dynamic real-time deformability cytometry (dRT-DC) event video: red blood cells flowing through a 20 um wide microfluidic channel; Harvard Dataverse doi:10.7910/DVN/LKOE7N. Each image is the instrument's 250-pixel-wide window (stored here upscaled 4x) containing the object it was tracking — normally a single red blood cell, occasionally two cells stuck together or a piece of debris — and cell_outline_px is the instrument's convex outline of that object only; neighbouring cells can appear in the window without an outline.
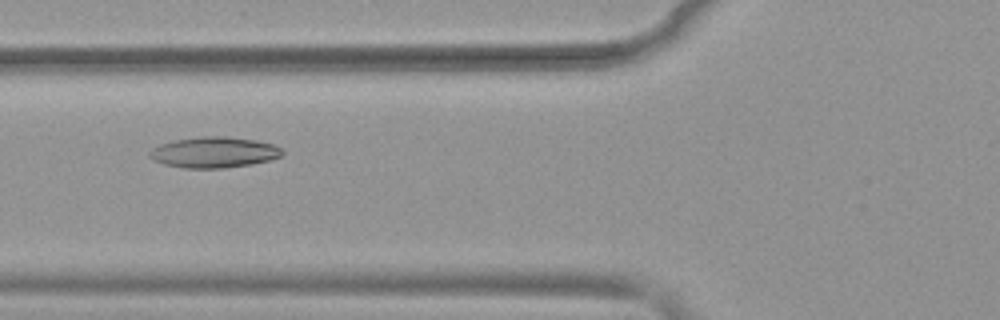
{"species": "common noctule bat (a hibernating species)", "species_latin": "Nyctalus noctula", "temperature_condition": "warm", "stored_images_in_passage": 53, "camera_frame_rate_fps": 3000, "um_per_image_px": 0.085, "animal": {"sex": "female", "body_mass_g": 19.9}, "frame": {"image": 1, "passage_image": 21, "time_ms": 6.667, "image_size_px": [1000, 320], "cell_outline_px": [[284, 152], [280, 156], [272, 160], [252, 164], [224, 168], [184, 168], [164, 164], [148, 156], [148, 152], [152, 148], [160, 144], [176, 140], [200, 136], [228, 136], [256, 140], [276, 144]], "centroid_in_image_um": [18.22, 12.94], "position_along_channel_um": 107.6, "area_um2": 23.99}}
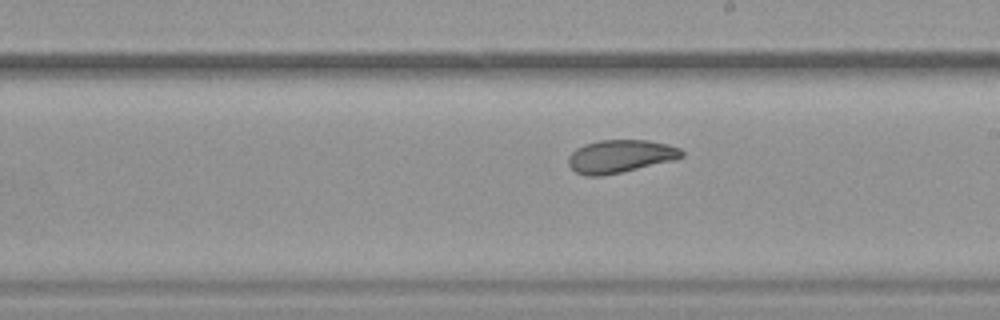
{"frame": {"image": 2, "passage_image": 31, "time_ms": 10.0, "image_size_px": [1000, 320], "cell_outline_px": [[684, 156], [676, 160], [620, 172], [600, 176], [584, 176], [576, 172], [568, 164], [568, 156], [576, 148], [584, 144], [600, 140], [648, 140], [668, 144], [680, 148], [684, 152]], "centroid_in_image_um": [52.73, 13.28], "position_along_channel_um": 236.3, "area_um2": 21.85}}
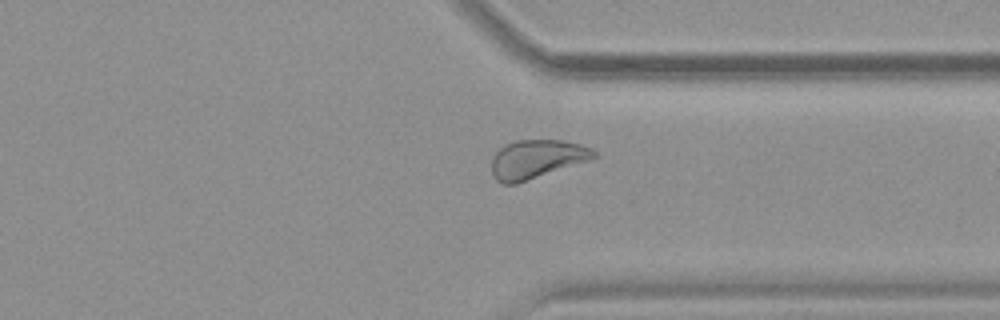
{"frame": {"image": 3, "passage_image": 41, "time_ms": 13.333, "image_size_px": [1000, 320], "cell_outline_px": [[596, 156], [592, 160], [516, 184], [504, 184], [496, 180], [492, 172], [492, 160], [496, 152], [504, 144], [516, 140], [560, 140], [580, 144], [592, 148], [596, 152]], "centroid_in_image_um": [45.63, 13.53], "position_along_channel_um": 365.8, "area_um2": 23.18}, "authors_computed_cell_mechanics": {"area_um2": 25.4898, "velocity_mm_per_s": 3.8786, "shape_relaxation_time_tau1_ms": 9.0321, "shape_relaxation_time_tau2_ms": 2.0857, "deformation_change_tau1": 0.1774, "deformation_change_tau2": 0.0797}}